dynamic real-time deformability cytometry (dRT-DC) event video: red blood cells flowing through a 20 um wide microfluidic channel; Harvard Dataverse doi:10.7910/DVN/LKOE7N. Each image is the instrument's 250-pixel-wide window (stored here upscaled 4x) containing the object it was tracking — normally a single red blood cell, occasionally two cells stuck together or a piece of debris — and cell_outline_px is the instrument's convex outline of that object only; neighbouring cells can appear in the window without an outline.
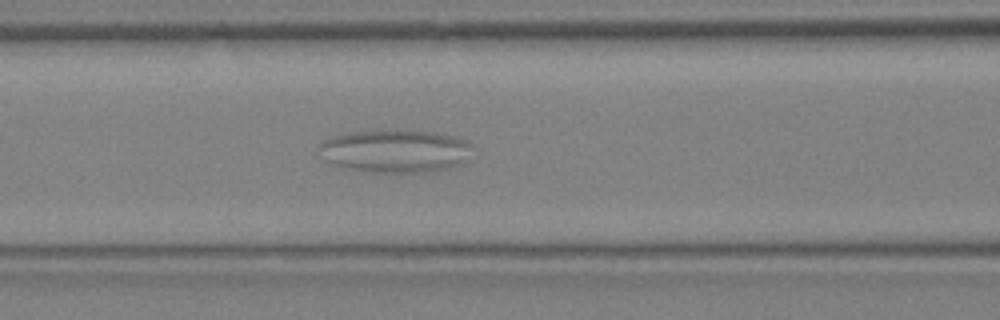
{"species": "Egyptian fruit bat (a non-hibernating species)", "species_latin": "Rousettus aegyptiacus", "temperature_condition": "warm", "stored_images_in_passage": 30, "segment_of_instrument_passage": [2, 2], "camera_frame_rate_fps": 3000, "um_per_image_px": 0.085, "animal": {"sex": "female"}, "frame": {"image": 1, "passage_image": 15, "time_ms": 4.667, "image_size_px": [1000, 320], "cell_outline_px": [[476, 148], [464, 164], [432, 172], [372, 172], [340, 168], [332, 164], [328, 160], [320, 144], [324, 140], [332, 136], [352, 132], [432, 132], [452, 136], [464, 140], [472, 144]], "centroid_in_image_um": [33.7, 12.88], "position_along_channel_um": 132.9, "area_um2": 37.8}}
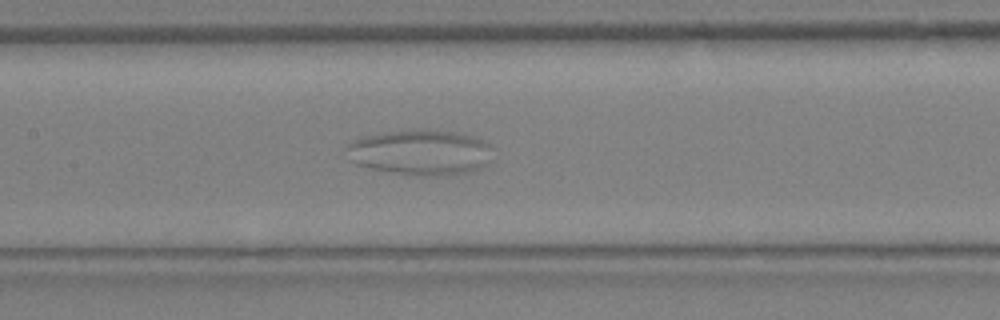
{"frame": {"image": 2, "passage_image": 17, "time_ms": 5.333, "image_size_px": [1000, 320], "cell_outline_px": [[488, 164], [480, 168], [464, 172], [436, 176], [424, 176], [396, 172], [372, 168], [356, 164], [348, 160], [344, 148], [344, 144], [352, 140], [368, 136], [388, 132], [448, 132], [472, 136], [488, 144]], "centroid_in_image_um": [35.62, 12.99], "position_along_channel_um": 171.8, "area_um2": 37.22}}
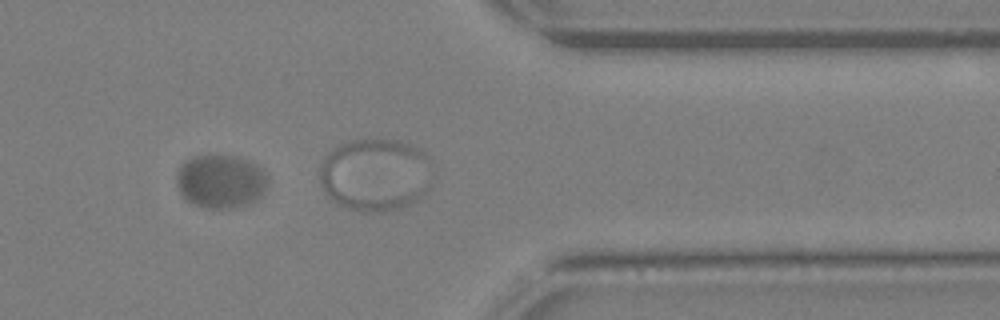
{"frame": {"image": 3, "passage_image": 28, "time_ms": 9.0, "image_size_px": [1000, 320], "cell_outline_px": [[268, 180], [260, 196], [256, 200], [248, 204], [228, 208], [208, 208], [196, 204], [188, 200], [180, 192], [176, 184], [176, 176], [180, 164], [192, 156], [236, 156], [248, 160], [264, 168], [268, 176]], "centroid_in_image_um": [18.77, 15.39], "position_along_channel_um": 392.6, "area_um2": 28.38}}